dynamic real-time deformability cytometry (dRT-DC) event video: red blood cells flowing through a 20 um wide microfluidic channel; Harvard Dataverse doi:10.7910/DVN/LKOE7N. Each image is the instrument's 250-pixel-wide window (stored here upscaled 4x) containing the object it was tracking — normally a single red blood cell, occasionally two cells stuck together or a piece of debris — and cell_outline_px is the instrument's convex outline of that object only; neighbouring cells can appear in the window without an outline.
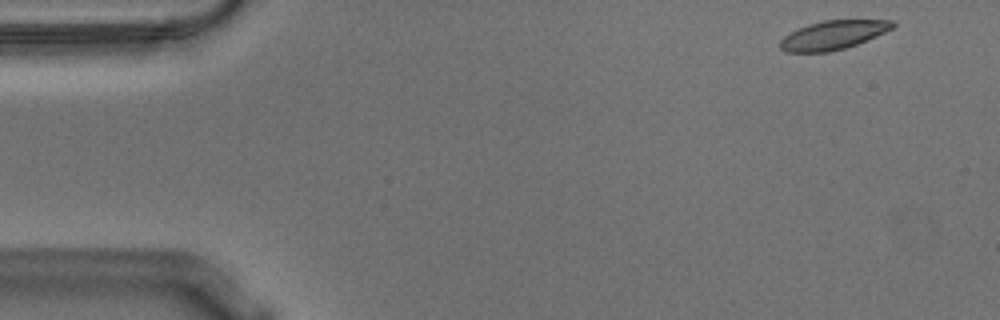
{"species": "Egyptian fruit bat (a non-hibernating species)", "species_latin": "Rousettus aegyptiacus", "temperature_condition": "warm", "stored_images_in_passage": 53, "camera_frame_rate_fps": 3000, "um_per_image_px": 0.085, "animal": {"sex": "male"}, "frame": {"image": 1, "passage_image": 1, "time_ms": 0.0, "image_size_px": [1000, 320], "cell_outline_px": [[896, 24], [892, 28], [876, 36], [856, 44], [844, 48], [828, 52], [788, 52], [780, 48], [780, 40], [784, 36], [808, 24], [824, 20], [892, 20]], "centroid_in_image_um": [70.81, 2.97], "position_along_channel_um": 14.2, "area_um2": 18.61}}
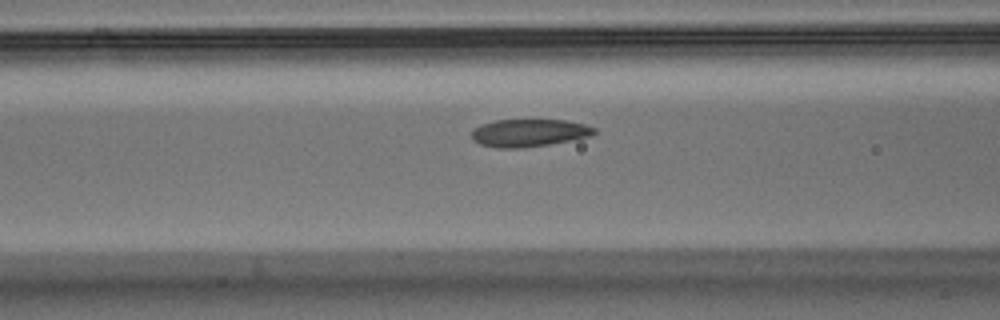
{"frame": {"image": 2, "passage_image": 19, "time_ms": 6.0, "image_size_px": [1000, 320], "cell_outline_px": [[596, 132], [592, 136], [548, 144], [520, 148], [496, 148], [480, 144], [472, 140], [472, 128], [480, 124], [496, 120], [564, 120], [584, 124], [596, 128]], "centroid_in_image_um": [44.93, 11.29], "position_along_channel_um": 121.7, "area_um2": 19.77}}
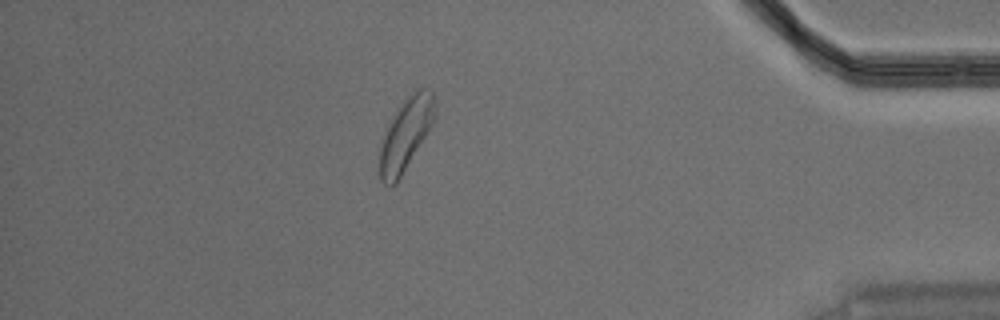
{"frame": {"image": 3, "passage_image": 46, "time_ms": 15.0, "image_size_px": [1000, 320], "cell_outline_px": [[436, 116], [432, 124], [396, 184], [384, 184], [380, 180], [380, 148], [384, 136], [392, 116], [404, 100], [416, 88], [424, 88], [432, 92], [436, 104]], "centroid_in_image_um": [34.51, 11.37], "position_along_channel_um": 400.7, "area_um2": 22.72}, "authors_computed_cell_mechanics": {"area_um2": 20.23, "velocity_mm_per_s": 3.5684, "shape_relaxation_time_tau1_ms": 3.4123, "shape_relaxation_time_tau2_ms": 2.3604, "deformation_change_tau1": 0.1305, "deformation_change_tau2": 0.089}}